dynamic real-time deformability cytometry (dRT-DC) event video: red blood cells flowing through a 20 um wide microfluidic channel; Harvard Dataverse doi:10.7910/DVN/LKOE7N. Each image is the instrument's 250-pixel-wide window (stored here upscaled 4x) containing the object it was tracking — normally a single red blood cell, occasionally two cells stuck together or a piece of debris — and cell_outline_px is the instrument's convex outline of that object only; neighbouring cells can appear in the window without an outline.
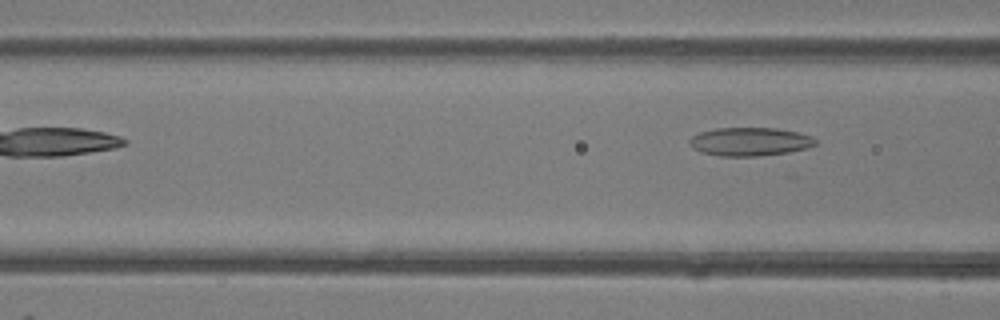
{"species": "common noctule bat (a hibernating species)", "species_latin": "Nyctalus noctula", "temperature_condition": "room temperature", "stored_images_in_passage": 5, "camera_frame_rate_fps": 3000, "um_per_image_px": 0.085, "animal": {"sex": "female"}, "frame": {"image": 1, "passage_image": 5, "time_ms": 1.333, "image_size_px": [1000, 320], "cell_outline_px": [[816, 144], [808, 148], [788, 152], [760, 156], [720, 156], [704, 152], [692, 148], [688, 140], [692, 136], [700, 132], [716, 128], [776, 128], [796, 132], [812, 136], [816, 140]], "centroid_in_image_um": [63.74, 12.04], "position_along_channel_um": 102.9, "area_um2": 20.81}}